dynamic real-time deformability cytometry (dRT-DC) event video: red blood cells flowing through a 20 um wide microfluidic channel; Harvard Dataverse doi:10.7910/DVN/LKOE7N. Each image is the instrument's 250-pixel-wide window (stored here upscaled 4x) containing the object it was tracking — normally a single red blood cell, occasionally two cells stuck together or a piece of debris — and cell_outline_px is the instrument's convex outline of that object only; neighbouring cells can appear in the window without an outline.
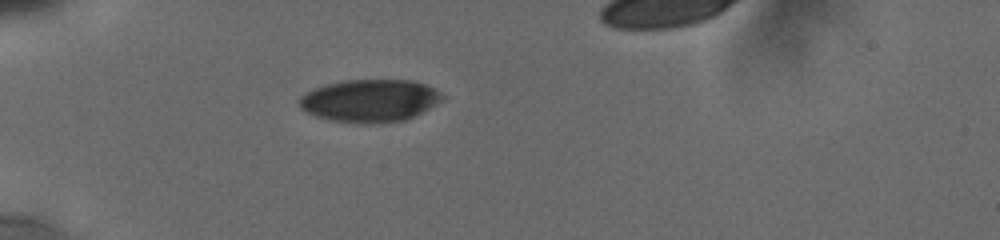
{"species": "human", "species_latin": "Homo sapiens", "temperature_condition": "cold", "stored_images_in_passage": 33, "camera_frame_rate_fps": 3000, "um_per_image_px": 0.085, "donor": {"sex": "male"}, "frame": {"image": 1, "passage_image": 1, "time_ms": 0.0, "image_size_px": [1000, 240], "cell_outline_px": [[444, 100], [404, 120], [368, 124], [332, 120], [316, 116], [300, 108], [300, 96], [312, 88], [328, 84], [348, 80], [408, 80], [424, 84], [440, 92], [444, 96]], "centroid_in_image_um": [31.42, 8.55], "position_along_channel_um": 53.6, "area_um2": 35.03}}
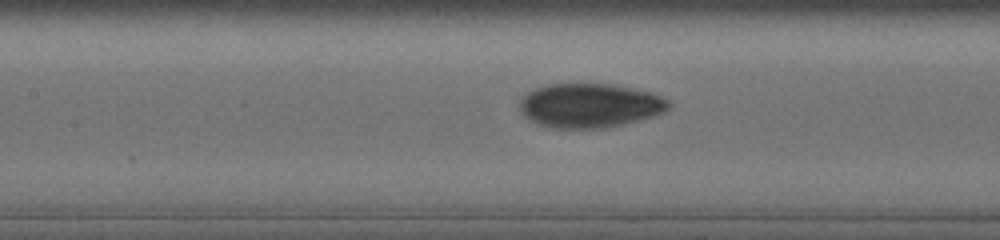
{"frame": {"image": 2, "passage_image": 14, "time_ms": 3.333, "image_size_px": [1000, 240], "cell_outline_px": [[672, 104], [664, 112], [652, 116], [604, 128], [552, 128], [540, 124], [532, 120], [520, 108], [520, 100], [528, 92], [536, 88], [548, 84], [616, 84], [648, 92], [660, 96], [668, 100]], "centroid_in_image_um": [50.15, 8.95], "position_along_channel_um": 157.2, "area_um2": 37.8}}
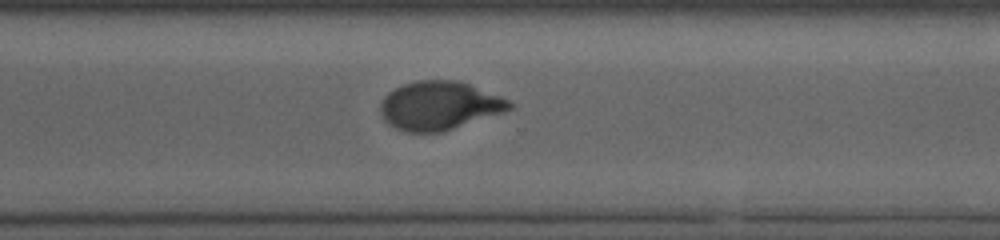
{"frame": {"image": 3, "passage_image": 31, "time_ms": 8.0, "image_size_px": [1000, 240], "cell_outline_px": [[516, 104], [512, 108], [440, 132], [404, 132], [388, 124], [384, 120], [380, 112], [380, 104], [384, 96], [388, 92], [404, 84], [416, 80], [460, 80], [500, 96]], "centroid_in_image_um": [37.29, 8.96], "position_along_channel_um": 333.3, "area_um2": 36.18}}